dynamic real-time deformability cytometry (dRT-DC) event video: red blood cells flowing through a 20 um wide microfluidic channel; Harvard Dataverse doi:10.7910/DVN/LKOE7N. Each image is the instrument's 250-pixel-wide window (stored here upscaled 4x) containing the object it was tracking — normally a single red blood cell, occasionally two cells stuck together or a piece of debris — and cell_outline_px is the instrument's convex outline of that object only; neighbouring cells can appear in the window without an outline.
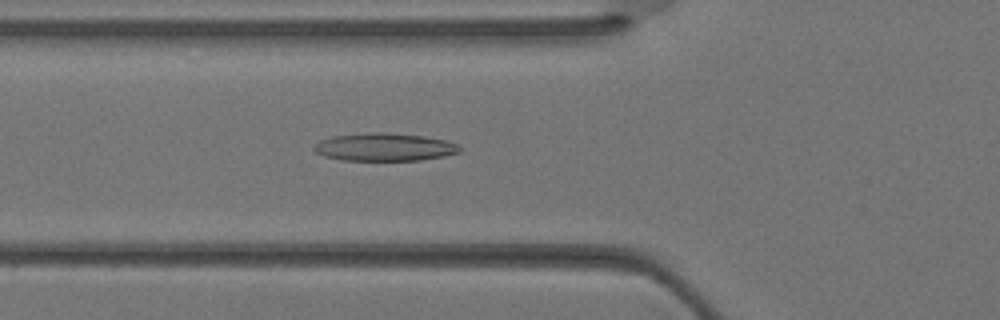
{"species": "Egyptian fruit bat (a non-hibernating species)", "species_latin": "Rousettus aegyptiacus", "temperature_condition": "warm", "stored_images_in_passage": 37, "camera_frame_rate_fps": 3000, "um_per_image_px": 0.085, "animal": {"sex": "female"}, "frame": {"image": 1, "passage_image": 13, "time_ms": 4.0, "image_size_px": [1000, 320], "cell_outline_px": [[460, 152], [444, 156], [420, 160], [340, 160], [324, 156], [316, 152], [312, 148], [312, 144], [320, 140], [332, 136], [368, 132], [384, 132], [424, 136], [444, 140], [456, 144], [460, 148]], "centroid_in_image_um": [32.61, 12.49], "position_along_channel_um": 93.2, "area_um2": 23.7}}
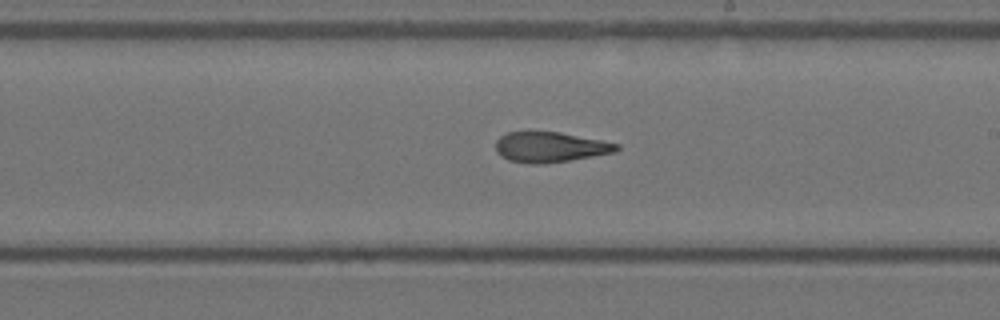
{"frame": {"image": 2, "passage_image": 21, "time_ms": 6.667, "image_size_px": [1000, 320], "cell_outline_px": [[620, 148], [616, 152], [544, 164], [532, 164], [508, 160], [500, 156], [496, 152], [496, 140], [500, 136], [508, 132], [560, 132], [620, 144]], "centroid_in_image_um": [46.74, 12.51], "position_along_channel_um": 242.3, "area_um2": 21.27}}
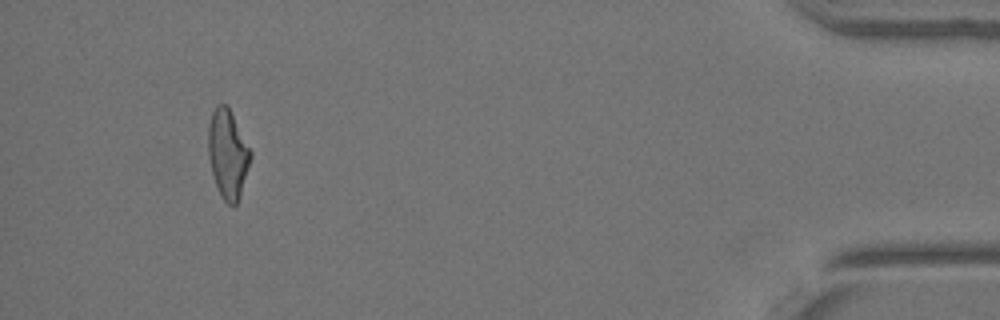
{"frame": {"image": 3, "passage_image": 34, "time_ms": 11.0, "image_size_px": [1000, 320], "cell_outline_px": [[252, 156], [240, 196], [236, 204], [228, 204], [220, 196], [212, 172], [208, 156], [208, 128], [212, 112], [216, 104], [228, 104], [252, 152]], "centroid_in_image_um": [19.36, 13.05], "position_along_channel_um": 415.8, "area_um2": 21.96}}